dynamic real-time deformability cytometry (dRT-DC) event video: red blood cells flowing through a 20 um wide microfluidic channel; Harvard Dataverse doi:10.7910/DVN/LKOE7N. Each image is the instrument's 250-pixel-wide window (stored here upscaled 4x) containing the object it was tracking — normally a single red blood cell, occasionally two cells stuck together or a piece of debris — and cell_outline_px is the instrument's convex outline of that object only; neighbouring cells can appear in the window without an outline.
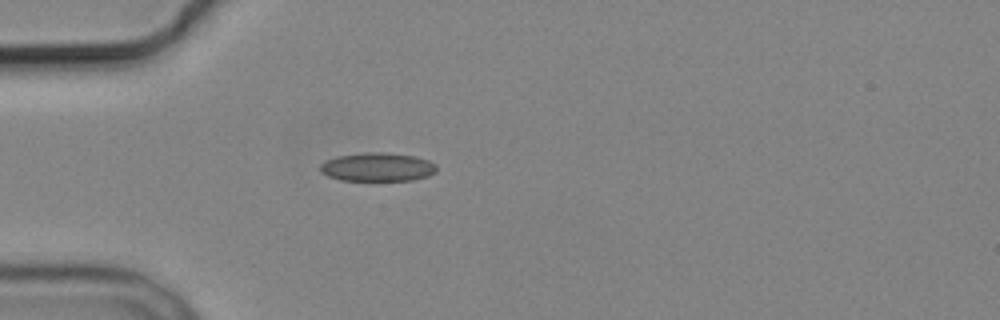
{"species": "common noctule bat (a hibernating species)", "species_latin": "Nyctalus noctula", "temperature_condition": "cold", "stored_images_in_passage": 1, "camera_frame_rate_fps": 3000, "um_per_image_px": 0.085, "animal": {"sex": "male", "body_mass_g": 19.2, "forearm_length_mm": 51.8}, "frame": {"image": 1, "passage_image": 1, "time_ms": 0.0, "image_size_px": [1000, 320], "cell_outline_px": [[436, 172], [428, 176], [412, 180], [340, 180], [328, 176], [320, 172], [320, 164], [324, 160], [336, 156], [364, 152], [384, 152], [416, 156], [428, 160], [436, 164]], "centroid_in_image_um": [32.07, 14.19], "position_along_channel_um": 52.9, "area_um2": 19.59}}